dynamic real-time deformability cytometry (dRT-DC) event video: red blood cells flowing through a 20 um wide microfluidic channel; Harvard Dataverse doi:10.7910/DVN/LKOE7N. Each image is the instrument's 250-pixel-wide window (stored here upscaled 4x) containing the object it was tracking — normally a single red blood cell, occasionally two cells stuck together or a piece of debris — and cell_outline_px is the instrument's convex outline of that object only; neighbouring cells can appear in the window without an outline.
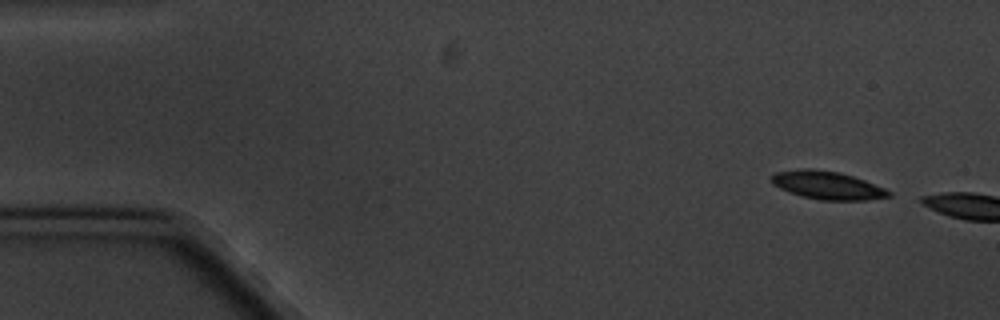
{"species": "common noctule bat (a hibernating species)", "species_latin": "Nyctalus noctula", "temperature_condition": "cold", "stored_images_in_passage": 2, "camera_frame_rate_fps": 3000, "um_per_image_px": 0.085, "animal": {"sex": "male", "body_mass_g": 20.1, "forearm_length_mm": 53.5}, "frame": {"image": 1, "passage_image": 1, "time_ms": 0.0, "image_size_px": [1000, 320], "cell_outline_px": [[892, 196], [868, 200], [820, 200], [800, 196], [780, 188], [772, 184], [772, 176], [776, 172], [800, 168], [812, 168], [840, 172], [864, 180], [884, 188], [892, 192]], "centroid_in_image_um": [70.33, 15.75], "position_along_channel_um": 14.7, "area_um2": 19.25}}